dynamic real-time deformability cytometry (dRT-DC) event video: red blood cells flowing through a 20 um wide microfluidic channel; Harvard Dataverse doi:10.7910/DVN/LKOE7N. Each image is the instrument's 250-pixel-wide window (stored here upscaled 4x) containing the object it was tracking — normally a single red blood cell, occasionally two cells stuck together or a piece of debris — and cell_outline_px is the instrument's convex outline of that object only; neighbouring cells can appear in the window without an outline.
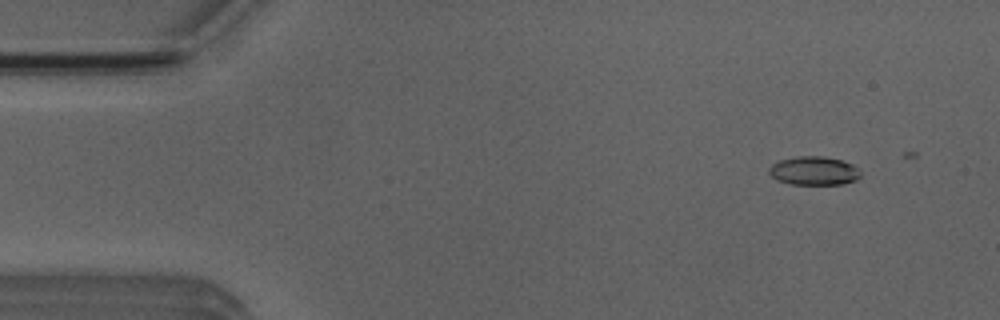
{"species": "Egyptian fruit bat (a non-hibernating species)", "species_latin": "Rousettus aegyptiacus", "temperature_condition": "room temperature", "stored_images_in_passage": 5, "camera_frame_rate_fps": 3000, "um_per_image_px": 0.085, "animal": {"sex": "male"}, "frame": {"image": 1, "passage_image": 1, "time_ms": 0.0, "image_size_px": [1000, 320], "cell_outline_px": [[860, 176], [856, 180], [844, 184], [792, 184], [776, 180], [768, 172], [768, 168], [772, 164], [780, 160], [796, 156], [824, 156], [840, 160], [852, 164], [860, 172]], "centroid_in_image_um": [69.16, 14.52], "position_along_channel_um": 15.8, "area_um2": 15.26}}